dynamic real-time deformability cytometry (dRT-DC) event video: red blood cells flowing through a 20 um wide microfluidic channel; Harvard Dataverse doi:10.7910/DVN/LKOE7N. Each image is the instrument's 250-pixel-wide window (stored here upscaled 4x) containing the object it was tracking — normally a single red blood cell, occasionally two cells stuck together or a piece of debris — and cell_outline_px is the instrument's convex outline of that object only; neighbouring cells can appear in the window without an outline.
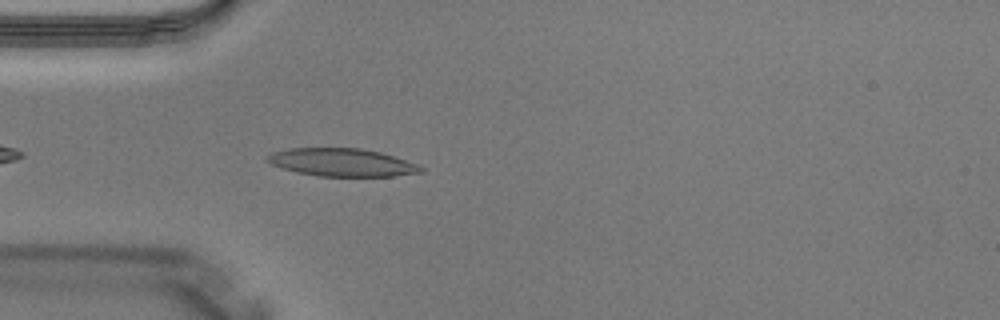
{"species": "Egyptian fruit bat (a non-hibernating species)", "species_latin": "Rousettus aegyptiacus", "temperature_condition": "warm", "stored_images_in_passage": 2, "camera_frame_rate_fps": 3000, "um_per_image_px": 0.085, "animal": {"sex": "male"}, "frame": {"image": 1, "passage_image": 2, "time_ms": 0.333, "image_size_px": [1000, 320], "cell_outline_px": [[424, 172], [392, 176], [320, 176], [300, 172], [284, 168], [272, 164], [264, 160], [272, 152], [288, 148], [360, 148], [380, 152], [420, 164], [424, 168]], "centroid_in_image_um": [29.11, 13.8], "position_along_channel_um": 55.9, "area_um2": 24.85}}